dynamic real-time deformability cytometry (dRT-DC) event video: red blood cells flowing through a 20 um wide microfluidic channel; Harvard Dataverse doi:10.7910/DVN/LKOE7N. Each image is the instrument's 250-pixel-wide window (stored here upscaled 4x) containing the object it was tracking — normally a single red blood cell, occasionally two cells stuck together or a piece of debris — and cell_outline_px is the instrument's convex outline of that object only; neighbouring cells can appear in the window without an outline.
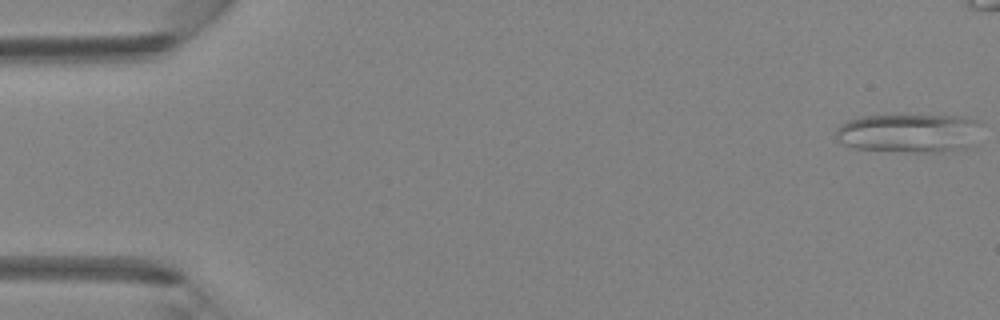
{"species": "Egyptian fruit bat (a non-hibernating species)", "species_latin": "Rousettus aegyptiacus", "temperature_condition": "room temperature", "stored_images_in_passage": 6, "camera_frame_rate_fps": 3000, "um_per_image_px": 0.085, "animal": {"sex": "female"}, "frame": {"image": 1, "passage_image": 1, "time_ms": 0.0, "image_size_px": [1000, 320], "cell_outline_px": [[980, 124], [964, 148], [944, 152], [912, 152], [856, 148], [844, 144], [836, 140], [836, 128], [840, 124], [848, 120], [860, 116], [900, 112], [964, 116], [976, 120]], "centroid_in_image_um": [77.15, 11.24], "position_along_channel_um": 7.8, "area_um2": 33.76}}